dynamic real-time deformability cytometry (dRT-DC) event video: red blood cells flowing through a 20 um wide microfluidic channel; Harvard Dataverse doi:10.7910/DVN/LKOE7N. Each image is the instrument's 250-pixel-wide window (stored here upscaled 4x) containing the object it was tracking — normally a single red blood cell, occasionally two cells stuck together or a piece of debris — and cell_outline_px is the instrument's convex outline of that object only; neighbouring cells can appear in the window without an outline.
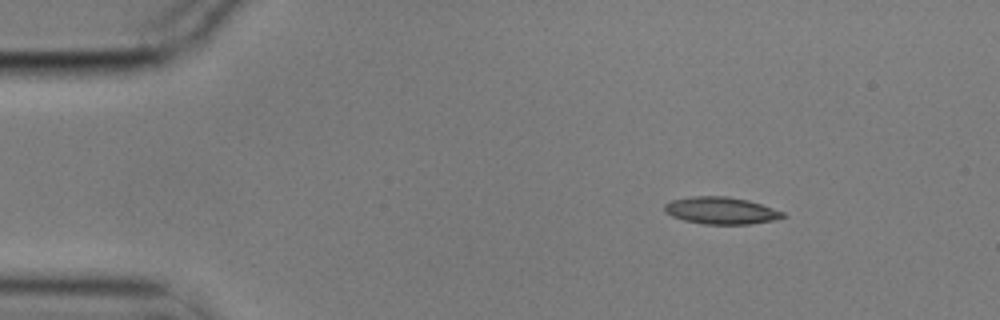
{"species": "common noctule bat (a hibernating species)", "species_latin": "Nyctalus noctula", "temperature_condition": "cold", "stored_images_in_passage": 7, "camera_frame_rate_fps": 3000, "um_per_image_px": 0.085, "animal": {"sex": "male", "body_mass_g": 17.9}, "frame": {"image": 1, "passage_image": 2, "time_ms": 0.333, "image_size_px": [1000, 320], "cell_outline_px": [[788, 216], [772, 220], [748, 224], [704, 224], [684, 220], [672, 216], [664, 212], [664, 204], [672, 200], [692, 196], [728, 196], [748, 200], [784, 212]], "centroid_in_image_um": [61.27, 17.89], "position_along_channel_um": 23.7, "area_um2": 18.61}}
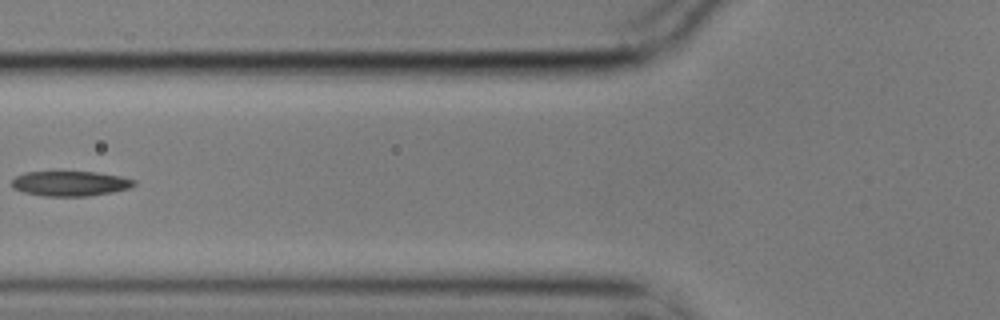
{"frame": {"image": 2, "passage_image": 6, "time_ms": 1.667, "image_size_px": [1000, 320], "cell_outline_px": [[136, 184], [128, 188], [112, 192], [88, 196], [44, 196], [24, 192], [12, 188], [12, 180], [16, 176], [24, 172], [96, 172], [120, 176], [136, 180]], "centroid_in_image_um": [5.96, 15.6], "position_along_channel_um": 119.8, "area_um2": 17.74}}
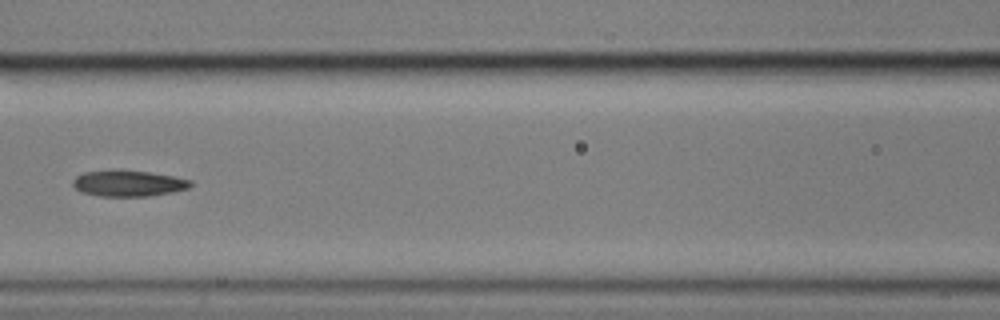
{"frame": {"image": 3, "passage_image": 7, "time_ms": 2.0, "image_size_px": [1000, 320], "cell_outline_px": [[192, 184], [188, 188], [172, 192], [148, 196], [100, 196], [80, 192], [72, 184], [72, 180], [76, 176], [84, 172], [148, 172], [172, 176], [192, 180]], "centroid_in_image_um": [10.92, 15.62], "position_along_channel_um": 155.7, "area_um2": 17.22}}